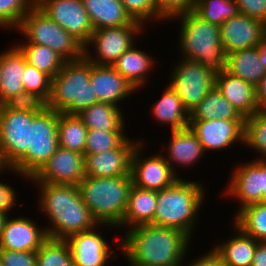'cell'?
I'll use <instances>...</instances> for the list:
<instances>
[{
    "label": "cell",
    "mask_w": 266,
    "mask_h": 266,
    "mask_svg": "<svg viewBox=\"0 0 266 266\" xmlns=\"http://www.w3.org/2000/svg\"><path fill=\"white\" fill-rule=\"evenodd\" d=\"M190 243L178 229L144 224L125 232L117 250L137 266H183Z\"/></svg>",
    "instance_id": "obj_1"
},
{
    "label": "cell",
    "mask_w": 266,
    "mask_h": 266,
    "mask_svg": "<svg viewBox=\"0 0 266 266\" xmlns=\"http://www.w3.org/2000/svg\"><path fill=\"white\" fill-rule=\"evenodd\" d=\"M39 187V208L46 215L48 238L66 240L69 236L99 225L83 202L77 185L32 182ZM50 220V221H49Z\"/></svg>",
    "instance_id": "obj_2"
},
{
    "label": "cell",
    "mask_w": 266,
    "mask_h": 266,
    "mask_svg": "<svg viewBox=\"0 0 266 266\" xmlns=\"http://www.w3.org/2000/svg\"><path fill=\"white\" fill-rule=\"evenodd\" d=\"M181 178L157 191L154 225L178 229L192 238L207 193L202 182Z\"/></svg>",
    "instance_id": "obj_3"
},
{
    "label": "cell",
    "mask_w": 266,
    "mask_h": 266,
    "mask_svg": "<svg viewBox=\"0 0 266 266\" xmlns=\"http://www.w3.org/2000/svg\"><path fill=\"white\" fill-rule=\"evenodd\" d=\"M180 19L179 48L183 59L200 62L216 74L225 70L227 55L224 51L220 27L204 20L194 10L177 15Z\"/></svg>",
    "instance_id": "obj_4"
},
{
    "label": "cell",
    "mask_w": 266,
    "mask_h": 266,
    "mask_svg": "<svg viewBox=\"0 0 266 266\" xmlns=\"http://www.w3.org/2000/svg\"><path fill=\"white\" fill-rule=\"evenodd\" d=\"M91 62L84 56L65 61L61 71L51 80L48 109L67 115H77L99 102L90 82Z\"/></svg>",
    "instance_id": "obj_5"
},
{
    "label": "cell",
    "mask_w": 266,
    "mask_h": 266,
    "mask_svg": "<svg viewBox=\"0 0 266 266\" xmlns=\"http://www.w3.org/2000/svg\"><path fill=\"white\" fill-rule=\"evenodd\" d=\"M132 185V176H85L77 186L97 222L117 227L126 213Z\"/></svg>",
    "instance_id": "obj_6"
},
{
    "label": "cell",
    "mask_w": 266,
    "mask_h": 266,
    "mask_svg": "<svg viewBox=\"0 0 266 266\" xmlns=\"http://www.w3.org/2000/svg\"><path fill=\"white\" fill-rule=\"evenodd\" d=\"M16 30L26 37L24 38L26 42L21 44L48 46L65 61H74L84 57L85 46L36 5L27 12Z\"/></svg>",
    "instance_id": "obj_7"
},
{
    "label": "cell",
    "mask_w": 266,
    "mask_h": 266,
    "mask_svg": "<svg viewBox=\"0 0 266 266\" xmlns=\"http://www.w3.org/2000/svg\"><path fill=\"white\" fill-rule=\"evenodd\" d=\"M58 121L59 112L47 107L33 118L26 156L13 168L27 180L41 169L59 147Z\"/></svg>",
    "instance_id": "obj_8"
},
{
    "label": "cell",
    "mask_w": 266,
    "mask_h": 266,
    "mask_svg": "<svg viewBox=\"0 0 266 266\" xmlns=\"http://www.w3.org/2000/svg\"><path fill=\"white\" fill-rule=\"evenodd\" d=\"M179 60L170 72L168 84L181 98L183 106L190 114L215 86L216 73L200 62L183 58Z\"/></svg>",
    "instance_id": "obj_9"
},
{
    "label": "cell",
    "mask_w": 266,
    "mask_h": 266,
    "mask_svg": "<svg viewBox=\"0 0 266 266\" xmlns=\"http://www.w3.org/2000/svg\"><path fill=\"white\" fill-rule=\"evenodd\" d=\"M37 114L0 105V157L6 168L13 169L26 156L30 126Z\"/></svg>",
    "instance_id": "obj_10"
},
{
    "label": "cell",
    "mask_w": 266,
    "mask_h": 266,
    "mask_svg": "<svg viewBox=\"0 0 266 266\" xmlns=\"http://www.w3.org/2000/svg\"><path fill=\"white\" fill-rule=\"evenodd\" d=\"M144 31L143 25H123L94 30L89 42L85 45L84 56L93 64L112 66L135 44L138 35L144 34ZM90 47L95 55H92Z\"/></svg>",
    "instance_id": "obj_11"
},
{
    "label": "cell",
    "mask_w": 266,
    "mask_h": 266,
    "mask_svg": "<svg viewBox=\"0 0 266 266\" xmlns=\"http://www.w3.org/2000/svg\"><path fill=\"white\" fill-rule=\"evenodd\" d=\"M144 142L146 143L141 140L133 152L131 167L133 185L153 191H160L171 186L179 178L166 161L165 154L162 152L144 157L143 152L146 153Z\"/></svg>",
    "instance_id": "obj_12"
},
{
    "label": "cell",
    "mask_w": 266,
    "mask_h": 266,
    "mask_svg": "<svg viewBox=\"0 0 266 266\" xmlns=\"http://www.w3.org/2000/svg\"><path fill=\"white\" fill-rule=\"evenodd\" d=\"M35 5L84 46L94 31L82 0H35Z\"/></svg>",
    "instance_id": "obj_13"
},
{
    "label": "cell",
    "mask_w": 266,
    "mask_h": 266,
    "mask_svg": "<svg viewBox=\"0 0 266 266\" xmlns=\"http://www.w3.org/2000/svg\"><path fill=\"white\" fill-rule=\"evenodd\" d=\"M188 127L205 152L226 150L238 142L245 145V120H189Z\"/></svg>",
    "instance_id": "obj_14"
},
{
    "label": "cell",
    "mask_w": 266,
    "mask_h": 266,
    "mask_svg": "<svg viewBox=\"0 0 266 266\" xmlns=\"http://www.w3.org/2000/svg\"><path fill=\"white\" fill-rule=\"evenodd\" d=\"M100 226L117 228L110 224H99L95 228L69 236L68 243L74 266H107L110 257L116 260L113 246L100 234ZM108 261V262H107Z\"/></svg>",
    "instance_id": "obj_15"
},
{
    "label": "cell",
    "mask_w": 266,
    "mask_h": 266,
    "mask_svg": "<svg viewBox=\"0 0 266 266\" xmlns=\"http://www.w3.org/2000/svg\"><path fill=\"white\" fill-rule=\"evenodd\" d=\"M84 161V154L59 146L50 159L28 181L78 185L85 177Z\"/></svg>",
    "instance_id": "obj_16"
},
{
    "label": "cell",
    "mask_w": 266,
    "mask_h": 266,
    "mask_svg": "<svg viewBox=\"0 0 266 266\" xmlns=\"http://www.w3.org/2000/svg\"><path fill=\"white\" fill-rule=\"evenodd\" d=\"M127 137L117 148L97 154L84 155L85 176H131L132 156L141 140Z\"/></svg>",
    "instance_id": "obj_17"
},
{
    "label": "cell",
    "mask_w": 266,
    "mask_h": 266,
    "mask_svg": "<svg viewBox=\"0 0 266 266\" xmlns=\"http://www.w3.org/2000/svg\"><path fill=\"white\" fill-rule=\"evenodd\" d=\"M225 189V195L238 200L239 207L262 202V160L253 159L236 165Z\"/></svg>",
    "instance_id": "obj_18"
},
{
    "label": "cell",
    "mask_w": 266,
    "mask_h": 266,
    "mask_svg": "<svg viewBox=\"0 0 266 266\" xmlns=\"http://www.w3.org/2000/svg\"><path fill=\"white\" fill-rule=\"evenodd\" d=\"M224 51H234L257 47L266 36V24L258 19L238 13L220 26Z\"/></svg>",
    "instance_id": "obj_19"
},
{
    "label": "cell",
    "mask_w": 266,
    "mask_h": 266,
    "mask_svg": "<svg viewBox=\"0 0 266 266\" xmlns=\"http://www.w3.org/2000/svg\"><path fill=\"white\" fill-rule=\"evenodd\" d=\"M26 217H8L0 238V249L37 251L48 239L45 227Z\"/></svg>",
    "instance_id": "obj_20"
},
{
    "label": "cell",
    "mask_w": 266,
    "mask_h": 266,
    "mask_svg": "<svg viewBox=\"0 0 266 266\" xmlns=\"http://www.w3.org/2000/svg\"><path fill=\"white\" fill-rule=\"evenodd\" d=\"M93 89L101 103L120 107L119 102L130 97L136 89L112 66L97 65L91 62V77Z\"/></svg>",
    "instance_id": "obj_21"
},
{
    "label": "cell",
    "mask_w": 266,
    "mask_h": 266,
    "mask_svg": "<svg viewBox=\"0 0 266 266\" xmlns=\"http://www.w3.org/2000/svg\"><path fill=\"white\" fill-rule=\"evenodd\" d=\"M170 141L167 144L168 147L164 145L162 148H166L165 159L171 166L175 175L179 178L180 173H177L178 166L180 168H188L195 163L199 162L206 153L201 145L198 137L191 131V129L185 128L182 130L170 131ZM177 165V166H176ZM188 166V167H187Z\"/></svg>",
    "instance_id": "obj_22"
},
{
    "label": "cell",
    "mask_w": 266,
    "mask_h": 266,
    "mask_svg": "<svg viewBox=\"0 0 266 266\" xmlns=\"http://www.w3.org/2000/svg\"><path fill=\"white\" fill-rule=\"evenodd\" d=\"M215 86L244 118L259 111L256 87L251 83L223 70L216 74Z\"/></svg>",
    "instance_id": "obj_23"
},
{
    "label": "cell",
    "mask_w": 266,
    "mask_h": 266,
    "mask_svg": "<svg viewBox=\"0 0 266 266\" xmlns=\"http://www.w3.org/2000/svg\"><path fill=\"white\" fill-rule=\"evenodd\" d=\"M25 64L24 55L15 45L0 52V105L24 91L22 77Z\"/></svg>",
    "instance_id": "obj_24"
},
{
    "label": "cell",
    "mask_w": 266,
    "mask_h": 266,
    "mask_svg": "<svg viewBox=\"0 0 266 266\" xmlns=\"http://www.w3.org/2000/svg\"><path fill=\"white\" fill-rule=\"evenodd\" d=\"M149 55L144 50H138L134 44L112 64V67L136 90H140L145 84L147 85L150 71L154 69V59Z\"/></svg>",
    "instance_id": "obj_25"
},
{
    "label": "cell",
    "mask_w": 266,
    "mask_h": 266,
    "mask_svg": "<svg viewBox=\"0 0 266 266\" xmlns=\"http://www.w3.org/2000/svg\"><path fill=\"white\" fill-rule=\"evenodd\" d=\"M94 30L123 25H142L127 13L121 0H82Z\"/></svg>",
    "instance_id": "obj_26"
},
{
    "label": "cell",
    "mask_w": 266,
    "mask_h": 266,
    "mask_svg": "<svg viewBox=\"0 0 266 266\" xmlns=\"http://www.w3.org/2000/svg\"><path fill=\"white\" fill-rule=\"evenodd\" d=\"M157 205V191L142 189L132 185L129 192L128 207L123 221L117 229L126 230L144 224L154 225V215Z\"/></svg>",
    "instance_id": "obj_27"
},
{
    "label": "cell",
    "mask_w": 266,
    "mask_h": 266,
    "mask_svg": "<svg viewBox=\"0 0 266 266\" xmlns=\"http://www.w3.org/2000/svg\"><path fill=\"white\" fill-rule=\"evenodd\" d=\"M234 235L213 247L221 256L224 266H252L258 241L244 234L233 224Z\"/></svg>",
    "instance_id": "obj_28"
},
{
    "label": "cell",
    "mask_w": 266,
    "mask_h": 266,
    "mask_svg": "<svg viewBox=\"0 0 266 266\" xmlns=\"http://www.w3.org/2000/svg\"><path fill=\"white\" fill-rule=\"evenodd\" d=\"M151 113L159 124L170 126V131L182 130L189 126V112L169 84H167L161 98L153 103Z\"/></svg>",
    "instance_id": "obj_29"
},
{
    "label": "cell",
    "mask_w": 266,
    "mask_h": 266,
    "mask_svg": "<svg viewBox=\"0 0 266 266\" xmlns=\"http://www.w3.org/2000/svg\"><path fill=\"white\" fill-rule=\"evenodd\" d=\"M225 70L255 87L266 74V68L259 60L258 47L246 48L227 54Z\"/></svg>",
    "instance_id": "obj_30"
},
{
    "label": "cell",
    "mask_w": 266,
    "mask_h": 266,
    "mask_svg": "<svg viewBox=\"0 0 266 266\" xmlns=\"http://www.w3.org/2000/svg\"><path fill=\"white\" fill-rule=\"evenodd\" d=\"M121 107L97 102L82 110L77 116L88 129L125 131V119Z\"/></svg>",
    "instance_id": "obj_31"
},
{
    "label": "cell",
    "mask_w": 266,
    "mask_h": 266,
    "mask_svg": "<svg viewBox=\"0 0 266 266\" xmlns=\"http://www.w3.org/2000/svg\"><path fill=\"white\" fill-rule=\"evenodd\" d=\"M245 120L240 112L214 86L189 114V120Z\"/></svg>",
    "instance_id": "obj_32"
},
{
    "label": "cell",
    "mask_w": 266,
    "mask_h": 266,
    "mask_svg": "<svg viewBox=\"0 0 266 266\" xmlns=\"http://www.w3.org/2000/svg\"><path fill=\"white\" fill-rule=\"evenodd\" d=\"M233 224L258 242H266V201L243 207L234 215Z\"/></svg>",
    "instance_id": "obj_33"
},
{
    "label": "cell",
    "mask_w": 266,
    "mask_h": 266,
    "mask_svg": "<svg viewBox=\"0 0 266 266\" xmlns=\"http://www.w3.org/2000/svg\"><path fill=\"white\" fill-rule=\"evenodd\" d=\"M24 55L26 62L33 65L54 78L62 69L65 60L48 46L39 44H17L15 45Z\"/></svg>",
    "instance_id": "obj_34"
},
{
    "label": "cell",
    "mask_w": 266,
    "mask_h": 266,
    "mask_svg": "<svg viewBox=\"0 0 266 266\" xmlns=\"http://www.w3.org/2000/svg\"><path fill=\"white\" fill-rule=\"evenodd\" d=\"M88 128L77 115L59 113V146L84 154Z\"/></svg>",
    "instance_id": "obj_35"
},
{
    "label": "cell",
    "mask_w": 266,
    "mask_h": 266,
    "mask_svg": "<svg viewBox=\"0 0 266 266\" xmlns=\"http://www.w3.org/2000/svg\"><path fill=\"white\" fill-rule=\"evenodd\" d=\"M194 11L218 27L239 13L235 0H196Z\"/></svg>",
    "instance_id": "obj_36"
},
{
    "label": "cell",
    "mask_w": 266,
    "mask_h": 266,
    "mask_svg": "<svg viewBox=\"0 0 266 266\" xmlns=\"http://www.w3.org/2000/svg\"><path fill=\"white\" fill-rule=\"evenodd\" d=\"M244 146L259 154L255 159L266 161V111H258L245 118Z\"/></svg>",
    "instance_id": "obj_37"
},
{
    "label": "cell",
    "mask_w": 266,
    "mask_h": 266,
    "mask_svg": "<svg viewBox=\"0 0 266 266\" xmlns=\"http://www.w3.org/2000/svg\"><path fill=\"white\" fill-rule=\"evenodd\" d=\"M37 266H74L65 240L48 238L36 251Z\"/></svg>",
    "instance_id": "obj_38"
},
{
    "label": "cell",
    "mask_w": 266,
    "mask_h": 266,
    "mask_svg": "<svg viewBox=\"0 0 266 266\" xmlns=\"http://www.w3.org/2000/svg\"><path fill=\"white\" fill-rule=\"evenodd\" d=\"M126 138V131H102L100 129H88L84 155L113 150L117 148Z\"/></svg>",
    "instance_id": "obj_39"
},
{
    "label": "cell",
    "mask_w": 266,
    "mask_h": 266,
    "mask_svg": "<svg viewBox=\"0 0 266 266\" xmlns=\"http://www.w3.org/2000/svg\"><path fill=\"white\" fill-rule=\"evenodd\" d=\"M34 5L35 0H0V28L15 31Z\"/></svg>",
    "instance_id": "obj_40"
},
{
    "label": "cell",
    "mask_w": 266,
    "mask_h": 266,
    "mask_svg": "<svg viewBox=\"0 0 266 266\" xmlns=\"http://www.w3.org/2000/svg\"><path fill=\"white\" fill-rule=\"evenodd\" d=\"M121 2L130 17L144 27L147 22L157 23L165 20L157 10L156 0H121Z\"/></svg>",
    "instance_id": "obj_41"
},
{
    "label": "cell",
    "mask_w": 266,
    "mask_h": 266,
    "mask_svg": "<svg viewBox=\"0 0 266 266\" xmlns=\"http://www.w3.org/2000/svg\"><path fill=\"white\" fill-rule=\"evenodd\" d=\"M51 80L49 75L26 62L22 77L24 91L35 93L47 102L50 96Z\"/></svg>",
    "instance_id": "obj_42"
},
{
    "label": "cell",
    "mask_w": 266,
    "mask_h": 266,
    "mask_svg": "<svg viewBox=\"0 0 266 266\" xmlns=\"http://www.w3.org/2000/svg\"><path fill=\"white\" fill-rule=\"evenodd\" d=\"M6 109L40 113L46 108V102L37 94L22 91L7 99L2 104Z\"/></svg>",
    "instance_id": "obj_43"
},
{
    "label": "cell",
    "mask_w": 266,
    "mask_h": 266,
    "mask_svg": "<svg viewBox=\"0 0 266 266\" xmlns=\"http://www.w3.org/2000/svg\"><path fill=\"white\" fill-rule=\"evenodd\" d=\"M156 2L159 14L165 21H170L177 15L194 10L196 0H156Z\"/></svg>",
    "instance_id": "obj_44"
},
{
    "label": "cell",
    "mask_w": 266,
    "mask_h": 266,
    "mask_svg": "<svg viewBox=\"0 0 266 266\" xmlns=\"http://www.w3.org/2000/svg\"><path fill=\"white\" fill-rule=\"evenodd\" d=\"M3 266H37L36 251H14L0 249Z\"/></svg>",
    "instance_id": "obj_45"
},
{
    "label": "cell",
    "mask_w": 266,
    "mask_h": 266,
    "mask_svg": "<svg viewBox=\"0 0 266 266\" xmlns=\"http://www.w3.org/2000/svg\"><path fill=\"white\" fill-rule=\"evenodd\" d=\"M239 13L266 24V0H235Z\"/></svg>",
    "instance_id": "obj_46"
},
{
    "label": "cell",
    "mask_w": 266,
    "mask_h": 266,
    "mask_svg": "<svg viewBox=\"0 0 266 266\" xmlns=\"http://www.w3.org/2000/svg\"><path fill=\"white\" fill-rule=\"evenodd\" d=\"M8 183L5 184L0 181V213L6 214H9L12 208L16 206L15 202L17 201L16 198H18L16 197V190Z\"/></svg>",
    "instance_id": "obj_47"
},
{
    "label": "cell",
    "mask_w": 266,
    "mask_h": 266,
    "mask_svg": "<svg viewBox=\"0 0 266 266\" xmlns=\"http://www.w3.org/2000/svg\"><path fill=\"white\" fill-rule=\"evenodd\" d=\"M195 259L184 266H224L221 256L214 250L213 247L209 252L207 251L204 255L200 254V256Z\"/></svg>",
    "instance_id": "obj_48"
},
{
    "label": "cell",
    "mask_w": 266,
    "mask_h": 266,
    "mask_svg": "<svg viewBox=\"0 0 266 266\" xmlns=\"http://www.w3.org/2000/svg\"><path fill=\"white\" fill-rule=\"evenodd\" d=\"M256 99L259 111H266V74L256 86Z\"/></svg>",
    "instance_id": "obj_49"
},
{
    "label": "cell",
    "mask_w": 266,
    "mask_h": 266,
    "mask_svg": "<svg viewBox=\"0 0 266 266\" xmlns=\"http://www.w3.org/2000/svg\"><path fill=\"white\" fill-rule=\"evenodd\" d=\"M252 266H266V242H258L252 260Z\"/></svg>",
    "instance_id": "obj_50"
},
{
    "label": "cell",
    "mask_w": 266,
    "mask_h": 266,
    "mask_svg": "<svg viewBox=\"0 0 266 266\" xmlns=\"http://www.w3.org/2000/svg\"><path fill=\"white\" fill-rule=\"evenodd\" d=\"M257 47L259 49V60L266 68V36L262 39L261 43Z\"/></svg>",
    "instance_id": "obj_51"
},
{
    "label": "cell",
    "mask_w": 266,
    "mask_h": 266,
    "mask_svg": "<svg viewBox=\"0 0 266 266\" xmlns=\"http://www.w3.org/2000/svg\"><path fill=\"white\" fill-rule=\"evenodd\" d=\"M262 202L266 201V161L262 160Z\"/></svg>",
    "instance_id": "obj_52"
},
{
    "label": "cell",
    "mask_w": 266,
    "mask_h": 266,
    "mask_svg": "<svg viewBox=\"0 0 266 266\" xmlns=\"http://www.w3.org/2000/svg\"><path fill=\"white\" fill-rule=\"evenodd\" d=\"M6 169V170H5ZM7 171L9 172H13L16 174V176H21V178H24V180L26 181L27 179L25 177H23L22 175H20L19 173H17L15 170L11 169V168H6L1 160V157H0V174H5Z\"/></svg>",
    "instance_id": "obj_53"
},
{
    "label": "cell",
    "mask_w": 266,
    "mask_h": 266,
    "mask_svg": "<svg viewBox=\"0 0 266 266\" xmlns=\"http://www.w3.org/2000/svg\"><path fill=\"white\" fill-rule=\"evenodd\" d=\"M10 214H6V213H0V238L2 235V230L4 228V224L7 220V218L9 217Z\"/></svg>",
    "instance_id": "obj_54"
},
{
    "label": "cell",
    "mask_w": 266,
    "mask_h": 266,
    "mask_svg": "<svg viewBox=\"0 0 266 266\" xmlns=\"http://www.w3.org/2000/svg\"><path fill=\"white\" fill-rule=\"evenodd\" d=\"M125 261H127L129 263V266H137V265H135L133 263H130L126 258H125Z\"/></svg>",
    "instance_id": "obj_55"
}]
</instances>
